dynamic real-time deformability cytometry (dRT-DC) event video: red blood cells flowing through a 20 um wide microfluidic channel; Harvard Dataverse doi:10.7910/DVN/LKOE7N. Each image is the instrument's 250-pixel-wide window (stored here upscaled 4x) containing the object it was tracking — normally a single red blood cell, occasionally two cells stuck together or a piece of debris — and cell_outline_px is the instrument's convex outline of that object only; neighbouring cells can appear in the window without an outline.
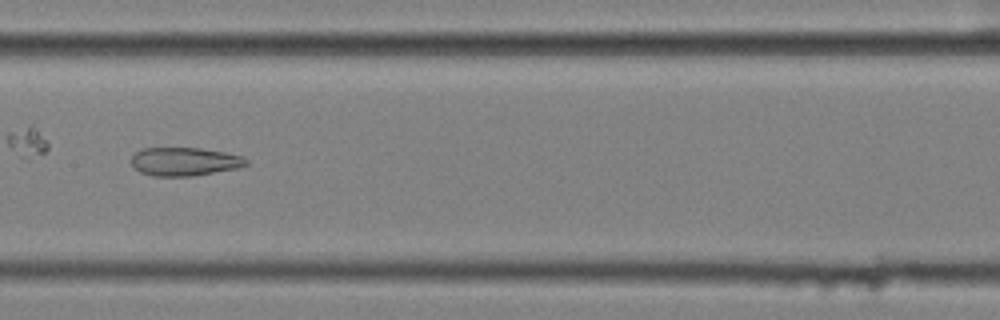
{"species": "common noctule bat (a hibernating species)", "species_latin": "Nyctalus noctula", "temperature_condition": "cold", "stored_images_in_passage": 56, "segment_of_instrument_passage": [2, 3], "camera_frame_rate_fps": 3000, "um_per_image_px": 0.085, "animal": {"sex": "female", "body_mass_g": 25.1}, "frame": {"image": 1, "passage_image": 29, "time_ms": 9.333, "image_size_px": [1000, 320], "cell_outline_px": [[248, 164], [240, 168], [192, 176], [152, 176], [140, 172], [132, 168], [132, 156], [140, 148], [200, 148], [224, 152], [244, 156], [248, 160]], "centroid_in_image_um": [15.69, 13.74], "position_along_channel_um": 191.7, "area_um2": 19.25}}
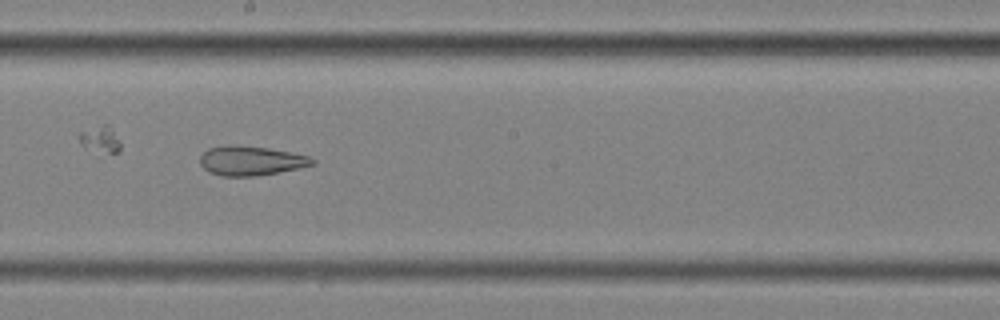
{"frame": {"image": 2, "passage_image": 32, "time_ms": 10.333, "image_size_px": [1000, 320], "cell_outline_px": [[316, 164], [300, 168], [256, 176], [220, 176], [208, 172], [200, 164], [200, 156], [208, 148], [228, 144], [232, 144], [268, 148], [292, 152], [308, 156], [316, 160]], "centroid_in_image_um": [21.33, 13.66], "position_along_channel_um": 226.9, "area_um2": 19.48}}
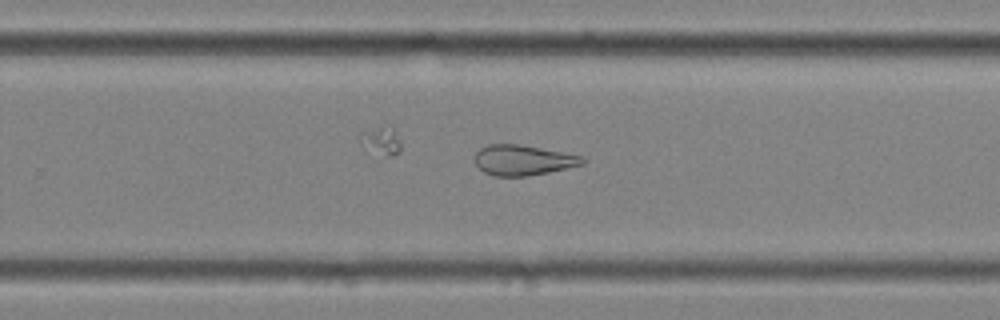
{"frame": {"image": 3, "passage_image": 37, "time_ms": 12.0, "image_size_px": [1000, 320], "cell_outline_px": [[588, 160], [584, 164], [548, 172], [528, 176], [496, 176], [484, 172], [472, 160], [476, 152], [480, 148], [488, 144], [516, 144], [540, 148], [584, 156]], "centroid_in_image_um": [44.45, 13.61], "position_along_channel_um": 285.3, "area_um2": 19.07}}